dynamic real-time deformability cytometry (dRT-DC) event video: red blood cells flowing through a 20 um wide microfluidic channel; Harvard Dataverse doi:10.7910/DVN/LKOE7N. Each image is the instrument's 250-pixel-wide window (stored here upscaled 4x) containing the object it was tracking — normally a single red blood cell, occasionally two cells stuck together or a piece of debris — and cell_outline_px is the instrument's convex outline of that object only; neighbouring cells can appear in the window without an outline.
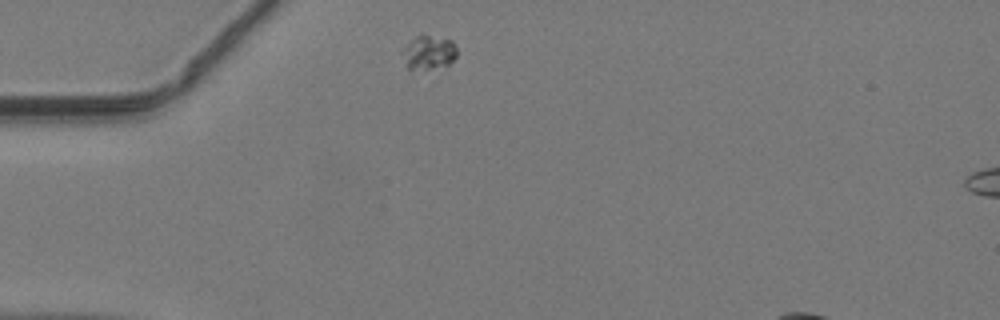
{"species": "common noctule bat (a hibernating species)", "species_latin": "Nyctalus noctula", "temperature_condition": "warm", "stored_images_in_passage": 32, "camera_frame_rate_fps": 3000, "um_per_image_px": 0.085, "animal": {"sex": "male", "body_mass_g": 19.2, "forearm_length_mm": 51.8}, "frame": {"image": 1, "passage_image": 1, "time_ms": 0.0, "image_size_px": [1000, 320], "cell_outline_px": [[456, 56], [448, 64], [432, 68], [408, 68], [404, 48], [420, 32], [424, 32], [452, 40], [456, 48]], "centroid_in_image_um": [36.5, 4.37], "position_along_channel_um": 48.5, "area_um2": 10.46}}
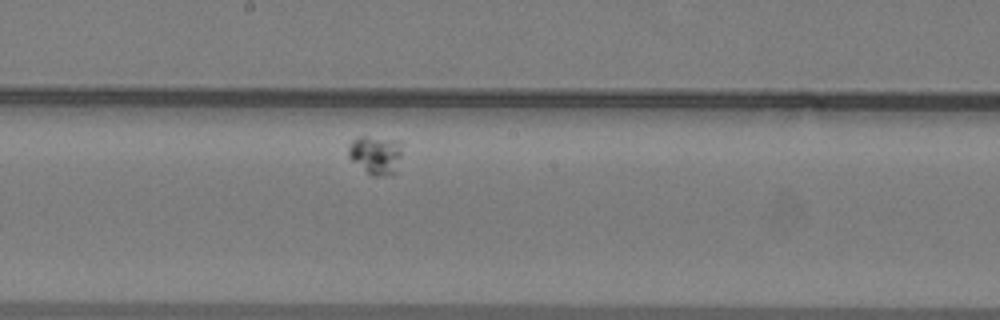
{"frame": {"image": 2, "passage_image": 17, "time_ms": 5.333, "image_size_px": [1000, 320], "cell_outline_px": [[404, 140], [396, 172], [392, 176], [372, 176], [352, 160], [348, 156], [348, 144], [352, 140], [360, 136], [364, 136]], "centroid_in_image_um": [31.97, 13.14], "position_along_channel_um": 216.2, "area_um2": 12.43}}
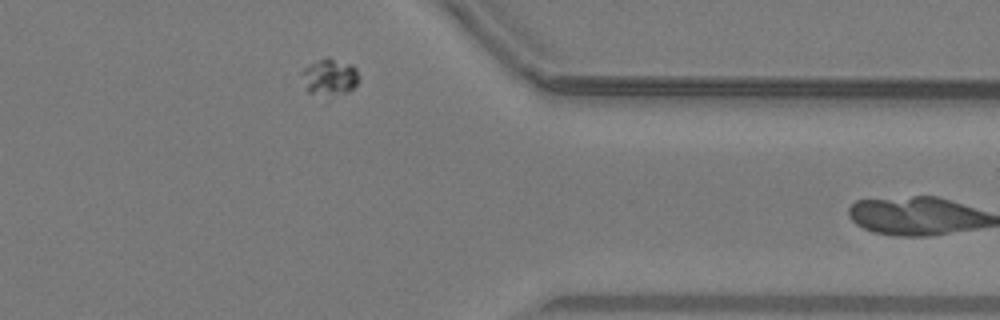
{"frame": {"image": 3, "passage_image": 31, "time_ms": 10.0, "image_size_px": [1000, 320], "cell_outline_px": [[360, 80], [348, 92], [332, 100], [328, 100], [308, 92], [304, 72], [304, 68], [308, 64], [324, 56], [328, 56], [352, 64], [356, 68], [360, 76]], "centroid_in_image_um": [28.09, 6.59], "position_along_channel_um": 383.3, "area_um2": 12.83}}